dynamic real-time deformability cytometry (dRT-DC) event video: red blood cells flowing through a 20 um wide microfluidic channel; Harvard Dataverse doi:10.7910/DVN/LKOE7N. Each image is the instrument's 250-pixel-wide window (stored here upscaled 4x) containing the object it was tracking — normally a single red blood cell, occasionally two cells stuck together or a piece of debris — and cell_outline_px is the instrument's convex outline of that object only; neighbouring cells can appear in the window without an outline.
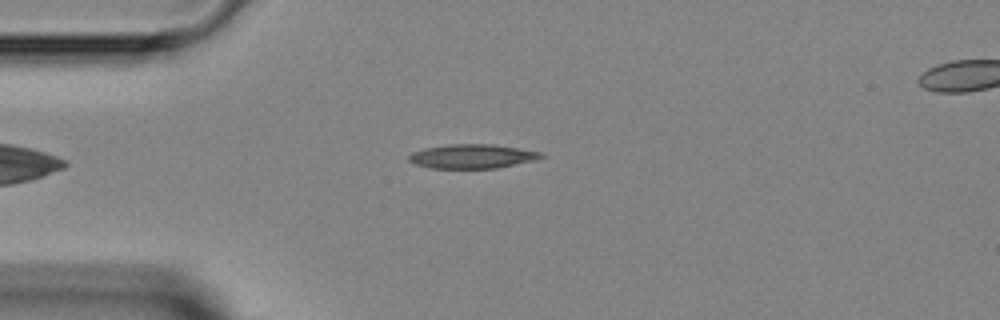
{"species": "Egyptian fruit bat (a non-hibernating species)", "species_latin": "Rousettus aegyptiacus", "temperature_condition": "room temperature", "stored_images_in_passage": 2, "camera_frame_rate_fps": 3000, "um_per_image_px": 0.085, "animal": {"sex": "female"}, "frame": {"image": 1, "passage_image": 2, "time_ms": 1.333, "image_size_px": [1000, 320], "cell_outline_px": [[548, 156], [536, 160], [496, 168], [432, 168], [416, 164], [408, 160], [408, 156], [412, 152], [424, 148], [448, 144], [492, 144], [544, 152]], "centroid_in_image_um": [40.19, 13.28], "position_along_channel_um": 44.8, "area_um2": 18.73}}